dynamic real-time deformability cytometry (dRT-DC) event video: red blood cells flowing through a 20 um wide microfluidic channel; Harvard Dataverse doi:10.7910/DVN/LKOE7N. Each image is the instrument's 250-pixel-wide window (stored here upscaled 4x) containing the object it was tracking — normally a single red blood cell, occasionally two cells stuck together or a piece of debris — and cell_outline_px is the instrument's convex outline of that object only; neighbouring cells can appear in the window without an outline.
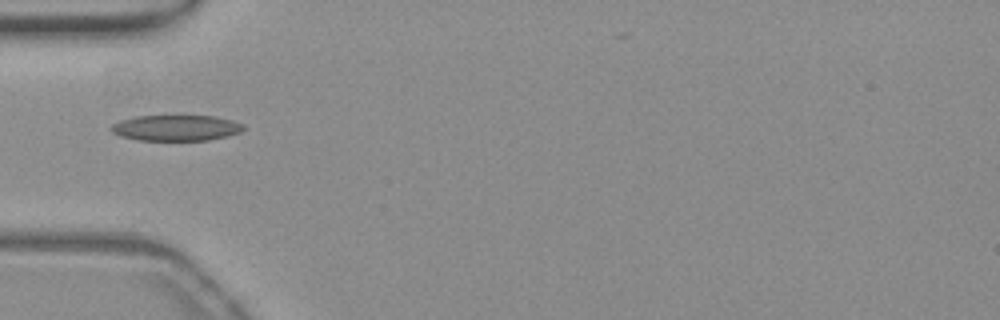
{"species": "common noctule bat (a hibernating species)", "species_latin": "Nyctalus noctula", "temperature_condition": "warm", "stored_images_in_passage": 31, "camera_frame_rate_fps": 3000, "um_per_image_px": 0.085, "animal": {"sex": "female", "body_mass_g": 19.3, "forearm_length_mm": 54.1}, "frame": {"image": 1, "passage_image": 1, "time_ms": 0.0, "image_size_px": [1000, 320], "cell_outline_px": [[244, 128], [240, 132], [228, 136], [208, 140], [136, 140], [120, 136], [112, 132], [108, 128], [112, 124], [120, 120], [136, 116], [212, 116], [232, 120], [244, 124]], "centroid_in_image_um": [14.93, 10.87], "position_along_channel_um": 70.1, "area_um2": 19.94}}
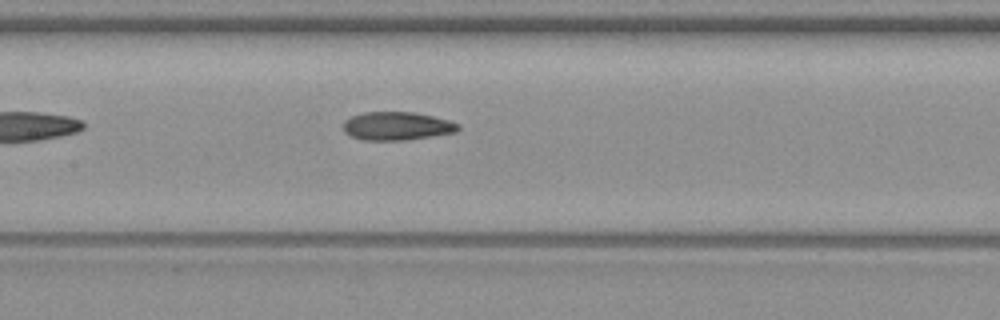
{"frame": {"image": 2, "passage_image": 9, "time_ms": 2.667, "image_size_px": [1000, 320], "cell_outline_px": [[460, 128], [456, 132], [404, 140], [364, 140], [352, 136], [344, 132], [344, 120], [352, 116], [364, 112], [416, 112], [448, 120], [460, 124]], "centroid_in_image_um": [33.74, 10.7], "position_along_channel_um": 173.7, "area_um2": 18.84}}
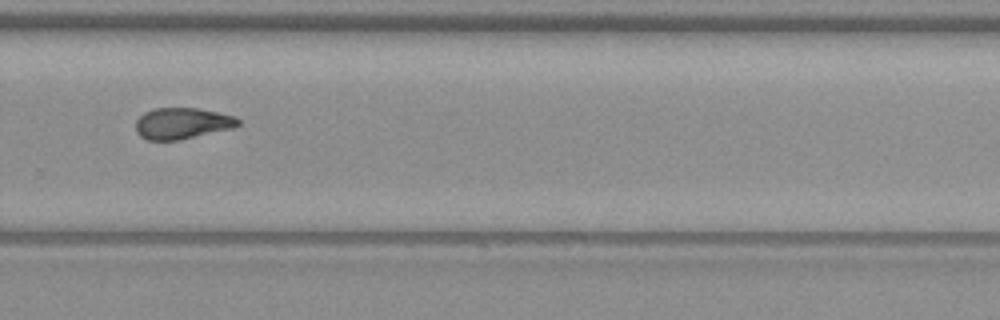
{"frame": {"image": 3, "passage_image": 20, "time_ms": 6.333, "image_size_px": [1000, 320], "cell_outline_px": [[240, 124], [232, 128], [180, 140], [148, 140], [140, 136], [136, 132], [136, 120], [144, 112], [156, 108], [196, 108], [216, 112], [232, 116], [240, 120]], "centroid_in_image_um": [15.45, 10.49], "position_along_channel_um": 314.4, "area_um2": 18.5}}